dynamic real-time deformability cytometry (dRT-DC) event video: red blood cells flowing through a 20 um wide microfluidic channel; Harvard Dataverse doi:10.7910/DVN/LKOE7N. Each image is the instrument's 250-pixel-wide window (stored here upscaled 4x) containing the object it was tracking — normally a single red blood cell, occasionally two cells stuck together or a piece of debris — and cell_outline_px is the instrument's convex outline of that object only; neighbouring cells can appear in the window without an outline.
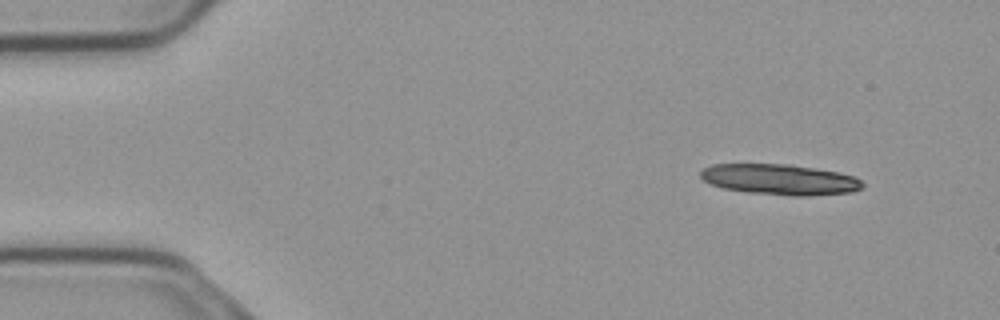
{"species": "common noctule bat (a hibernating species)", "species_latin": "Nyctalus noctula", "temperature_condition": "cold", "stored_images_in_passage": 12, "camera_frame_rate_fps": 3000, "um_per_image_px": 0.085, "animal": {"sex": "male", "body_mass_g": 23.1, "forearm_length_mm": 52.7}, "frame": {"image": 1, "passage_image": 1, "time_ms": 0.0, "image_size_px": [1000, 320], "cell_outline_px": [[864, 188], [852, 192], [808, 196], [788, 196], [748, 192], [724, 188], [712, 184], [704, 180], [700, 176], [700, 172], [704, 168], [712, 164], [788, 164], [840, 172], [856, 176], [864, 184]], "centroid_in_image_um": [66.34, 15.26], "position_along_channel_um": 18.7, "area_um2": 29.07}}